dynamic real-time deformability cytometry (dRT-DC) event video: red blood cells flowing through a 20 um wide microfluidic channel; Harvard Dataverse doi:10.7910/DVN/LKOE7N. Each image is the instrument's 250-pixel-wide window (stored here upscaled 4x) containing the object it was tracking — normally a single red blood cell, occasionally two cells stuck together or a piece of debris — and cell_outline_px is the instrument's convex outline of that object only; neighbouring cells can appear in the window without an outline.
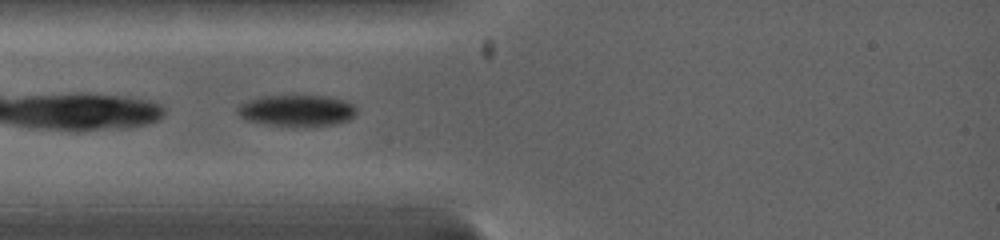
{"species": "common noctule bat (a hibernating species)", "species_latin": "Nyctalus noctula", "temperature_condition": "warm", "stored_images_in_passage": 7, "camera_frame_rate_fps": 5000, "um_per_image_px": 0.085, "animal": {"sex": "female", "body_mass_g": 19.0, "forearm_length_mm": 53.3}, "frame": {"image": 1, "passage_image": 1, "time_ms": 0.0, "image_size_px": [1000, 240], "cell_outline_px": [[356, 116], [348, 120], [332, 124], [268, 124], [248, 120], [240, 116], [236, 112], [236, 104], [260, 96], [328, 96], [344, 100], [352, 104], [356, 108]], "centroid_in_image_um": [25.19, 9.35], "position_along_channel_um": 59.8, "area_um2": 21.21}}
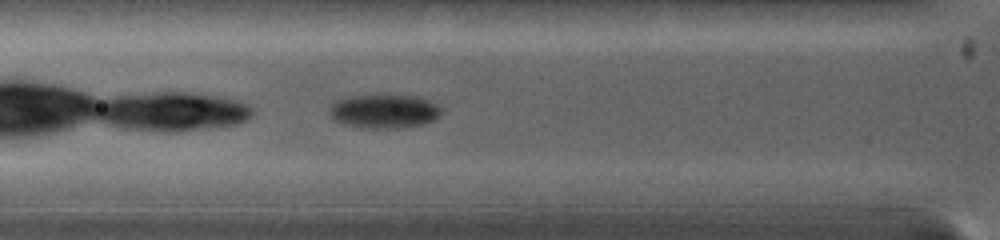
{"frame": {"image": 2, "passage_image": 5, "time_ms": 0.8, "image_size_px": [1000, 240], "cell_outline_px": [[444, 108], [440, 116], [436, 120], [424, 124], [396, 128], [368, 128], [344, 124], [336, 120], [328, 112], [328, 104], [332, 100], [348, 96], [412, 96], [428, 100]], "centroid_in_image_um": [32.64, 9.46], "position_along_channel_um": 93.2, "area_um2": 22.2}}